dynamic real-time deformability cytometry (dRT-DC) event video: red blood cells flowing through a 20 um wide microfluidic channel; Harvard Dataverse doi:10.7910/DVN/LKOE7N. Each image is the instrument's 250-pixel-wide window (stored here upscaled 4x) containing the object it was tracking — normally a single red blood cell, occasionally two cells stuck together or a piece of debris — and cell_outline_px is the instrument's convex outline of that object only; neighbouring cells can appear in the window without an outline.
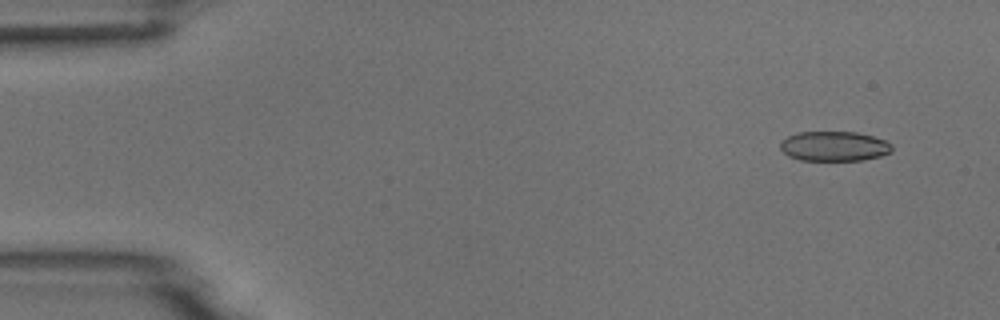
{"species": "common noctule bat (a hibernating species)", "species_latin": "Nyctalus noctula", "temperature_condition": "room temperature", "stored_images_in_passage": 5, "camera_frame_rate_fps": 3000, "um_per_image_px": 0.085, "animal": {"sex": "male", "body_mass_g": 18.8}, "frame": {"image": 1, "passage_image": 2, "time_ms": 1.0, "image_size_px": [1000, 320], "cell_outline_px": [[892, 152], [880, 156], [864, 160], [800, 160], [788, 156], [780, 148], [780, 140], [796, 132], [856, 132], [872, 136], [884, 140], [892, 144]], "centroid_in_image_um": [70.89, 12.43], "position_along_channel_um": 14.1, "area_um2": 19.48}}
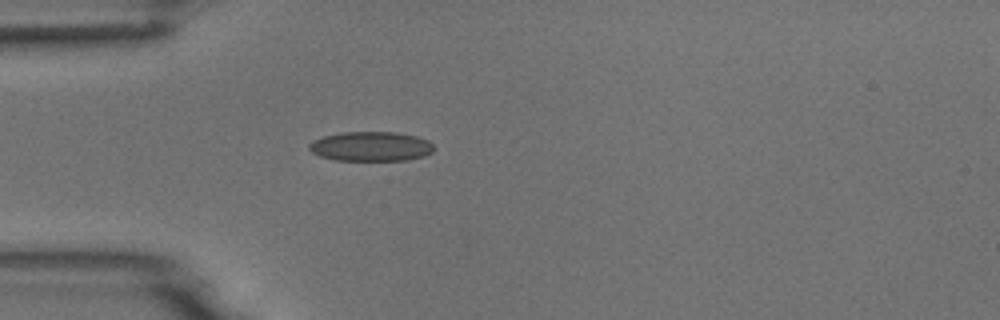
{"frame": {"image": 2, "passage_image": 5, "time_ms": 4.667, "image_size_px": [1000, 320], "cell_outline_px": [[436, 148], [432, 152], [424, 156], [408, 160], [336, 160], [320, 156], [312, 152], [308, 148], [308, 144], [312, 140], [324, 136], [344, 132], [396, 132], [416, 136], [428, 140]], "centroid_in_image_um": [31.54, 12.44], "position_along_channel_um": 53.5, "area_um2": 21.56}}